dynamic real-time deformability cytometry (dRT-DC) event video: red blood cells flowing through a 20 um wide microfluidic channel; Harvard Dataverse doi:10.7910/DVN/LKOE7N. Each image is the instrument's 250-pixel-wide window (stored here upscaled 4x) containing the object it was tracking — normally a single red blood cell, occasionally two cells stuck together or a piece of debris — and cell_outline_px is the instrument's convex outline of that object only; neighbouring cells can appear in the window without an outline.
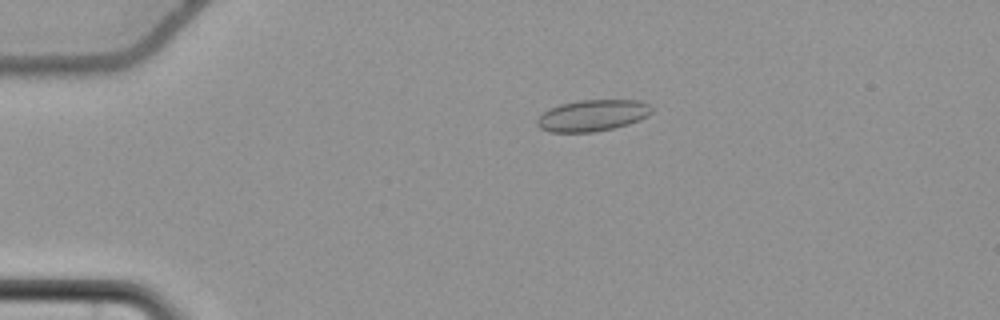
{"species": "common noctule bat (a hibernating species)", "species_latin": "Nyctalus noctula", "temperature_condition": "cold", "stored_images_in_passage": 38, "camera_frame_rate_fps": 3000, "um_per_image_px": 0.085, "animal": {"sex": "female", "body_mass_g": 22.7, "forearm_length_mm": 54.2}, "frame": {"image": 1, "passage_image": 2, "time_ms": 0.333, "image_size_px": [1000, 320], "cell_outline_px": [[656, 108], [648, 116], [640, 120], [628, 124], [612, 128], [592, 132], [548, 132], [540, 128], [536, 124], [536, 120], [548, 108], [560, 104], [580, 100], [640, 100]], "centroid_in_image_um": [50.38, 9.81], "position_along_channel_um": 34.6, "area_um2": 21.15}}
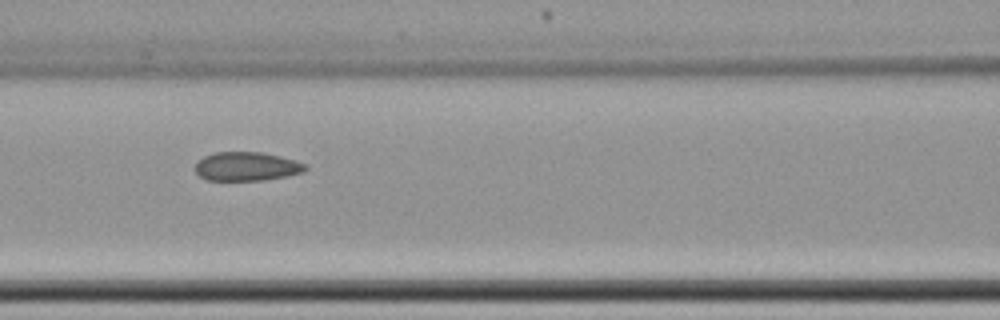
{"frame": {"image": 2, "passage_image": 15, "time_ms": 4.667, "image_size_px": [1000, 320], "cell_outline_px": [[308, 168], [304, 172], [288, 176], [264, 180], [204, 180], [196, 172], [196, 164], [204, 156], [216, 152], [260, 152], [280, 156], [296, 160], [308, 164]], "centroid_in_image_um": [21.02, 14.15], "position_along_channel_um": 145.6, "area_um2": 18.61}}
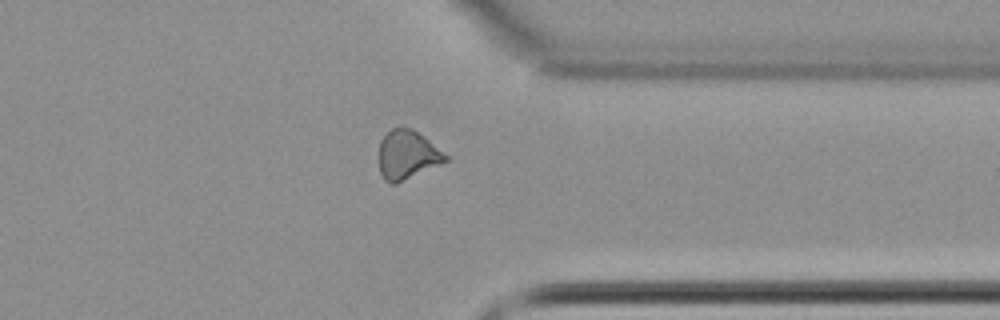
{"frame": {"image": 3, "passage_image": 34, "time_ms": 11.0, "image_size_px": [1000, 320], "cell_outline_px": [[448, 160], [440, 164], [396, 184], [388, 184], [384, 180], [380, 172], [380, 140], [392, 128], [412, 128], [424, 136], [448, 156]], "centroid_in_image_um": [34.61, 13.18], "position_along_channel_um": 376.8, "area_um2": 18.79}, "authors_computed_cell_mechanics": {"area_um2": 18.9295, "velocity_mm_per_s": 3.7081, "shape_relaxation_time_tau1_ms": 7.6033, "shape_relaxation_time_tau2_ms": 4.0687, "deformation_change_tau1": 0.0941, "deformation_change_tau2": 0.0758}}